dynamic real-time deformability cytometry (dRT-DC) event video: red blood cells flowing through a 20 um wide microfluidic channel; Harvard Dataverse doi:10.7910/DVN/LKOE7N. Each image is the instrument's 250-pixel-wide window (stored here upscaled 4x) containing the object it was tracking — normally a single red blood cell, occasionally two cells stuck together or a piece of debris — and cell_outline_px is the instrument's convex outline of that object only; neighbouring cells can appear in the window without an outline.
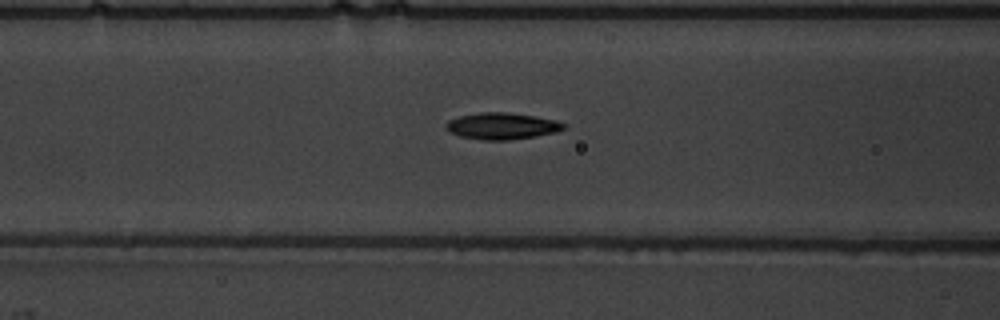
{"species": "common noctule bat (a hibernating species)", "species_latin": "Nyctalus noctula", "temperature_condition": "warm", "stored_images_in_passage": 55, "camera_frame_rate_fps": 3000, "um_per_image_px": 0.085, "animal": {"sex": "male", "body_mass_g": 19.5, "forearm_length_mm": 54.6}, "frame": {"image": 1, "passage_image": 24, "time_ms": 7.667, "image_size_px": [1000, 320], "cell_outline_px": [[564, 128], [556, 132], [536, 136], [508, 140], [484, 140], [460, 136], [444, 128], [444, 124], [448, 120], [460, 116], [480, 112], [504, 112], [536, 116], [556, 120], [564, 124]], "centroid_in_image_um": [42.64, 10.71], "position_along_channel_um": 124.0, "area_um2": 18.15}}
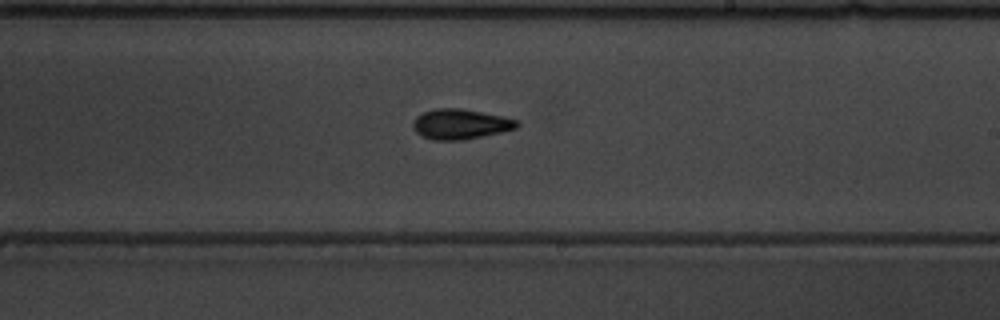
{"frame": {"image": 2, "passage_image": 34, "time_ms": 11.0, "image_size_px": [1000, 320], "cell_outline_px": [[520, 124], [516, 128], [500, 132], [460, 140], [432, 140], [420, 136], [412, 128], [412, 124], [416, 116], [424, 112], [436, 108], [460, 108], [520, 120]], "centroid_in_image_um": [39.09, 10.55], "position_along_channel_um": 249.9, "area_um2": 18.15}}
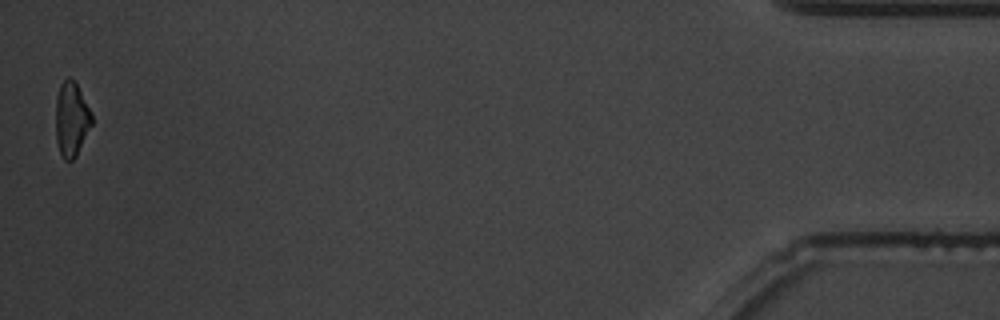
{"frame": {"image": 3, "passage_image": 55, "time_ms": 18.0, "image_size_px": [1000, 320], "cell_outline_px": [[92, 124], [76, 156], [72, 160], [64, 160], [60, 152], [56, 140], [56, 96], [60, 84], [68, 76], [76, 84], [92, 112]], "centroid_in_image_um": [6.07, 10.12], "position_along_channel_um": 429.1, "area_um2": 15.55}, "authors_computed_cell_mechanics": {"area_um2": 16.8776, "velocity_mm_per_s": 3.7808, "shape_relaxation_time_tau1_ms": 3.1185, "shape_relaxation_time_tau2_ms": 3.2602, "deformation_change_tau1": 0.1552, "deformation_change_tau2": 0.086}}